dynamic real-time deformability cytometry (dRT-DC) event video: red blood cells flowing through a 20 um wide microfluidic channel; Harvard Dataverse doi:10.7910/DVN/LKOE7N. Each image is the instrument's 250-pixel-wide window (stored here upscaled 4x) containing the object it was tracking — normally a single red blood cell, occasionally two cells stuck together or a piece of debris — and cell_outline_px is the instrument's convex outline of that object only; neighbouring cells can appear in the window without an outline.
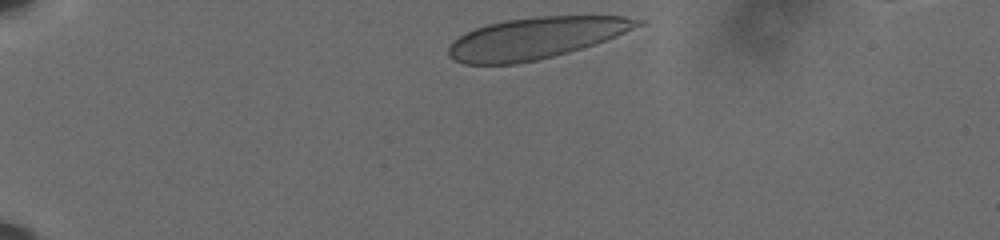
{"species": "human", "species_latin": "Homo sapiens", "temperature_condition": "cold", "stored_images_in_passage": 38, "camera_frame_rate_fps": 3000, "um_per_image_px": 0.085, "donor": {"sex": "male"}, "frame": {"image": 1, "passage_image": 1, "time_ms": 0.0, "image_size_px": [1000, 240], "cell_outline_px": [[648, 20], [644, 24], [616, 36], [568, 52], [536, 60], [516, 64], [464, 64], [448, 56], [448, 48], [452, 40], [464, 32], [488, 24], [504, 20], [536, 16], [624, 16]], "centroid_in_image_um": [45.52, 3.22], "position_along_channel_um": 39.5, "area_um2": 45.6}}
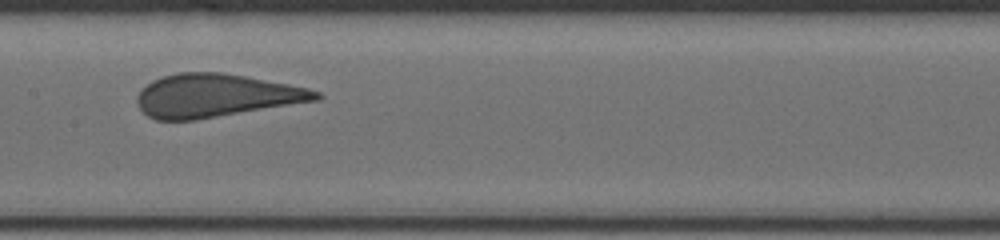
{"frame": {"image": 2, "passage_image": 19, "time_ms": 6.0, "image_size_px": [1000, 240], "cell_outline_px": [[324, 96], [320, 100], [196, 120], [156, 120], [148, 116], [136, 104], [136, 96], [152, 80], [176, 72], [220, 72], [244, 76], [288, 84], [308, 88], [320, 92]], "centroid_in_image_um": [18.36, 8.13], "position_along_channel_um": 189.0, "area_um2": 44.97}}
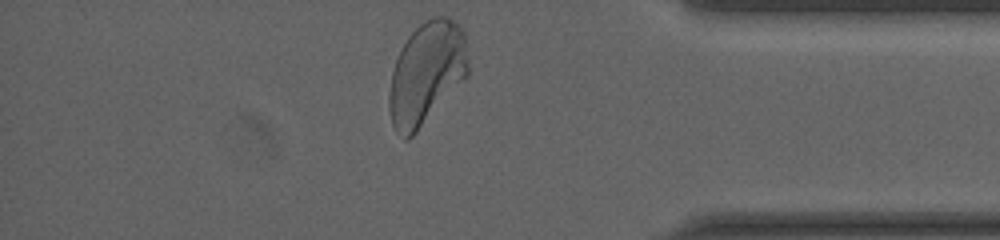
{"frame": {"image": 3, "passage_image": 38, "time_ms": 12.333, "image_size_px": [1000, 240], "cell_outline_px": [[468, 76], [416, 132], [408, 140], [404, 140], [396, 132], [392, 124], [388, 108], [388, 96], [392, 72], [396, 60], [408, 36], [424, 20], [432, 16], [448, 16], [464, 32], [468, 64]], "centroid_in_image_um": [36.24, 6.24], "position_along_channel_um": 399.0, "area_um2": 47.11}, "authors_computed_cell_mechanics": {"area_um2": 45.6042, "velocity_mm_per_s": 3.579, "shape_relaxation_time_tau1_ms": 6.3692, "shape_relaxation_time_tau2_ms": null, "deformation_change_tau1": 0.1785, "deformation_change_tau2": null}}